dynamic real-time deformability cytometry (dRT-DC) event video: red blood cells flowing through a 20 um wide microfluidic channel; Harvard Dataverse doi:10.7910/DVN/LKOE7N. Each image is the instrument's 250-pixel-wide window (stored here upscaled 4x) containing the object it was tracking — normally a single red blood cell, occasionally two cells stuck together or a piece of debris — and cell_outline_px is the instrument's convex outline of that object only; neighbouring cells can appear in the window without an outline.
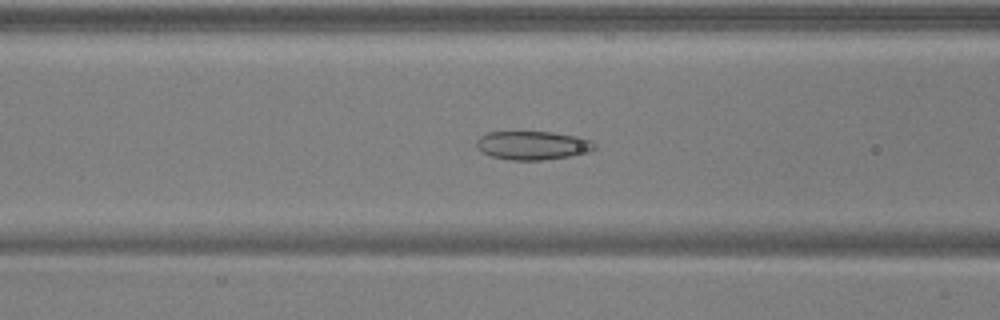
{"species": "common noctule bat (a hibernating species)", "species_latin": "Nyctalus noctula", "temperature_condition": "warm", "stored_images_in_passage": 51, "camera_frame_rate_fps": 3000, "um_per_image_px": 0.085, "animal": {"sex": "male", "body_mass_g": 17.9, "forearm_length_mm": 54.2}, "frame": {"image": 1, "passage_image": 21, "time_ms": 6.667, "image_size_px": [1000, 320], "cell_outline_px": [[596, 148], [588, 152], [568, 156], [540, 160], [512, 160], [492, 156], [476, 148], [476, 140], [480, 136], [488, 132], [552, 132], [576, 136], [592, 140], [596, 144]], "centroid_in_image_um": [45.28, 12.35], "position_along_channel_um": 121.3, "area_um2": 19.59}}
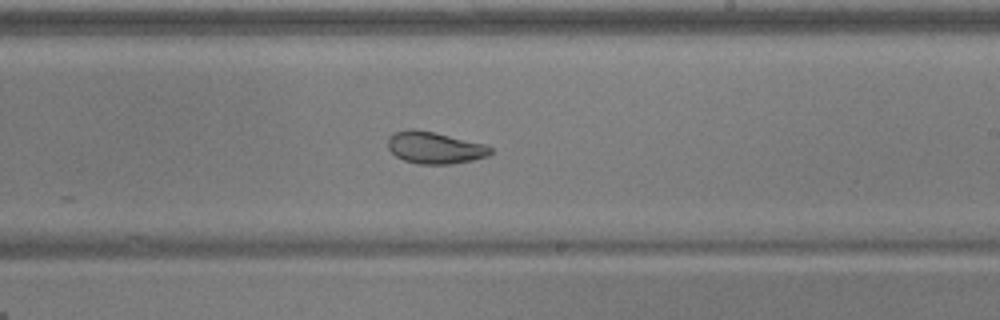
{"frame": {"image": 2, "passage_image": 31, "time_ms": 10.0, "image_size_px": [1000, 320], "cell_outline_px": [[492, 152], [488, 156], [472, 160], [452, 164], [420, 164], [404, 160], [396, 156], [388, 148], [388, 136], [396, 132], [408, 128], [412, 128], [436, 132], [484, 144], [492, 148]], "centroid_in_image_um": [36.94, 12.54], "position_along_channel_um": 252.1, "area_um2": 19.13}}
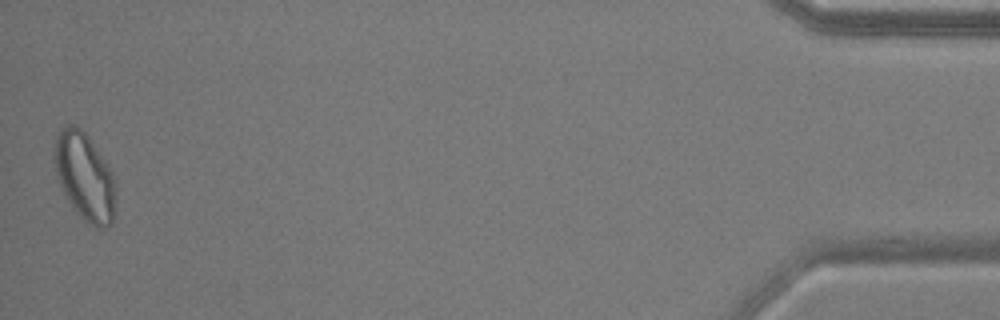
{"frame": {"image": 3, "passage_image": 51, "time_ms": 16.667, "image_size_px": [1000, 320], "cell_outline_px": [[116, 184], [112, 224], [104, 228], [96, 228], [88, 224], [80, 216], [68, 200], [60, 184], [56, 172], [56, 136], [60, 128], [68, 124], [76, 124], [88, 136], [112, 172]], "centroid_in_image_um": [7.22, 15.02], "position_along_channel_um": 428.0, "area_um2": 30.81}, "authors_computed_cell_mechanics": {"area_um2": 23.0044, "velocity_mm_per_s": 3.9233, "shape_relaxation_time_tau1_ms": null, "shape_relaxation_time_tau2_ms": 1.956, "deformation_change_tau1": null, "deformation_change_tau2": 0.0787}}